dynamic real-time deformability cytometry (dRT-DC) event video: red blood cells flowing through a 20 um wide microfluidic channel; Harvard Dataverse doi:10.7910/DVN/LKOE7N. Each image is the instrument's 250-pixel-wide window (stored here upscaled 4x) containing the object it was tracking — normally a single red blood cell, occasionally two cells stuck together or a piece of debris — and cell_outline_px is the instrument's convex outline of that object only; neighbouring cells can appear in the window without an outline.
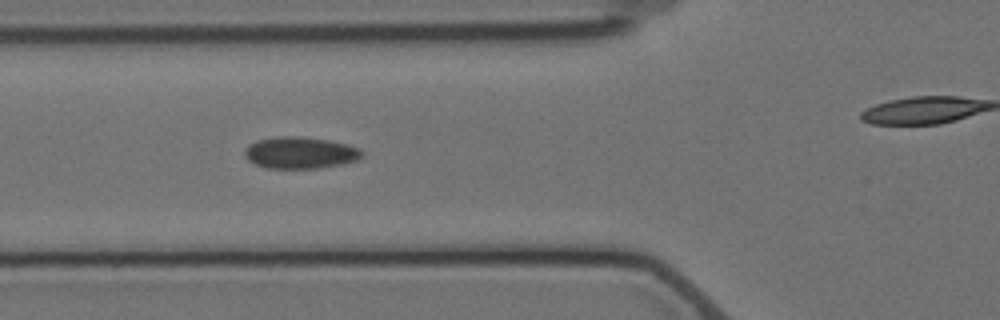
{"species": "Egyptian fruit bat (a non-hibernating species)", "species_latin": "Rousettus aegyptiacus", "temperature_condition": "cold", "stored_images_in_passage": 7, "segment_of_instrument_passage": [1, 2], "camera_frame_rate_fps": 3000, "um_per_image_px": 0.085, "animal": {"sex": "female"}, "frame": {"image": 1, "passage_image": 6, "time_ms": 5.667, "image_size_px": [1000, 320], "cell_outline_px": [[364, 156], [360, 160], [344, 164], [320, 168], [264, 168], [248, 160], [244, 156], [244, 148], [248, 144], [256, 140], [276, 136], [300, 136], [328, 140], [348, 144], [360, 148], [364, 152]], "centroid_in_image_um": [25.54, 12.98], "position_along_channel_um": 100.3, "area_um2": 22.2}}